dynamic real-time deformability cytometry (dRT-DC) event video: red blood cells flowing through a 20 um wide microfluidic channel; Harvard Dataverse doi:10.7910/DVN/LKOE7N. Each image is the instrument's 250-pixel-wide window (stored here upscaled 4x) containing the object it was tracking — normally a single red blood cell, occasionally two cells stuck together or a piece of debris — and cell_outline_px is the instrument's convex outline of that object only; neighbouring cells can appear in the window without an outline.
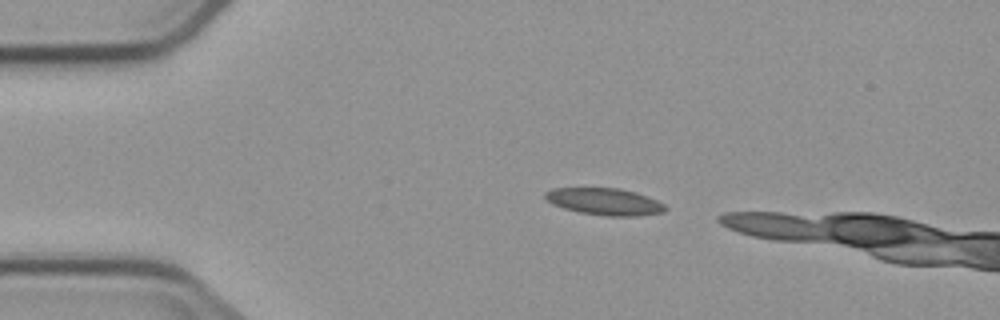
{"species": "common noctule bat (a hibernating species)", "species_latin": "Nyctalus noctula", "temperature_condition": "cold", "stored_images_in_passage": 3, "camera_frame_rate_fps": 3000, "um_per_image_px": 0.085, "animal": {"sex": "male", "body_mass_g": 23.1, "forearm_length_mm": 52.7}, "frame": {"image": 1, "passage_image": 1, "time_ms": 0.0, "image_size_px": [1000, 320], "cell_outline_px": [[668, 208], [664, 212], [636, 216], [604, 216], [580, 212], [564, 208], [552, 204], [544, 196], [544, 192], [552, 188], [620, 188], [636, 192], [648, 196], [664, 204]], "centroid_in_image_um": [51.4, 17.13], "position_along_channel_um": 33.6, "area_um2": 18.9}}